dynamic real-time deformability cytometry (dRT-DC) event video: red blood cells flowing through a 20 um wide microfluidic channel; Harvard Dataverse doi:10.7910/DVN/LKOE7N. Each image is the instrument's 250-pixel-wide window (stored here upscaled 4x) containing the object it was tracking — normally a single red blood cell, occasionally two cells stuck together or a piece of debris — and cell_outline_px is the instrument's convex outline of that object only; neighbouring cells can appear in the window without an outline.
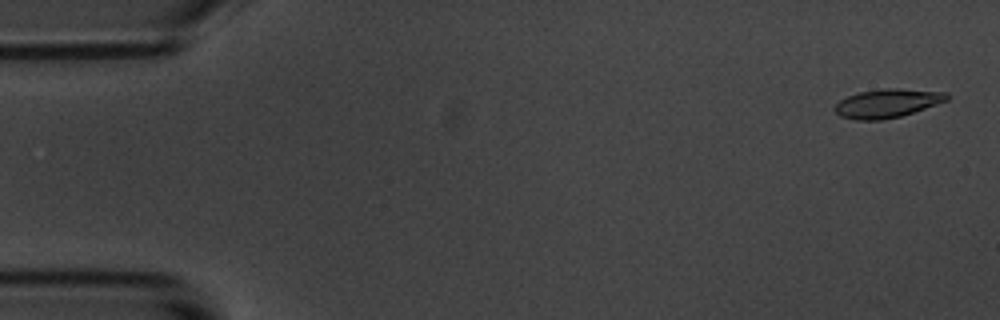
{"species": "common noctule bat (a hibernating species)", "species_latin": "Nyctalus noctula", "temperature_condition": "room temperature", "stored_images_in_passage": 14, "camera_frame_rate_fps": 3000, "um_per_image_px": 0.085, "animal": {"sex": "male", "body_mass_g": 20.1, "forearm_length_mm": 53.5}, "frame": {"image": 1, "passage_image": 2, "time_ms": 0.333, "image_size_px": [1000, 320], "cell_outline_px": [[948, 100], [900, 116], [880, 120], [856, 120], [840, 116], [832, 108], [840, 100], [848, 96], [860, 92], [884, 88], [896, 88], [948, 92]], "centroid_in_image_um": [75.39, 8.77], "position_along_channel_um": 9.6, "area_um2": 18.55}}
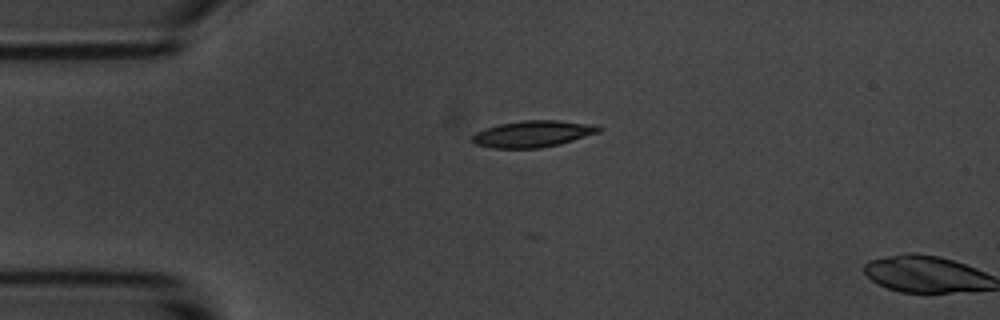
{"frame": {"image": 2, "passage_image": 13, "time_ms": 4.0, "image_size_px": [1000, 320], "cell_outline_px": [[604, 128], [600, 132], [560, 144], [540, 148], [492, 148], [472, 144], [472, 136], [476, 132], [500, 124], [524, 120], [556, 120], [600, 124]], "centroid_in_image_um": [45.36, 11.37], "position_along_channel_um": 39.6, "area_um2": 19.77}}